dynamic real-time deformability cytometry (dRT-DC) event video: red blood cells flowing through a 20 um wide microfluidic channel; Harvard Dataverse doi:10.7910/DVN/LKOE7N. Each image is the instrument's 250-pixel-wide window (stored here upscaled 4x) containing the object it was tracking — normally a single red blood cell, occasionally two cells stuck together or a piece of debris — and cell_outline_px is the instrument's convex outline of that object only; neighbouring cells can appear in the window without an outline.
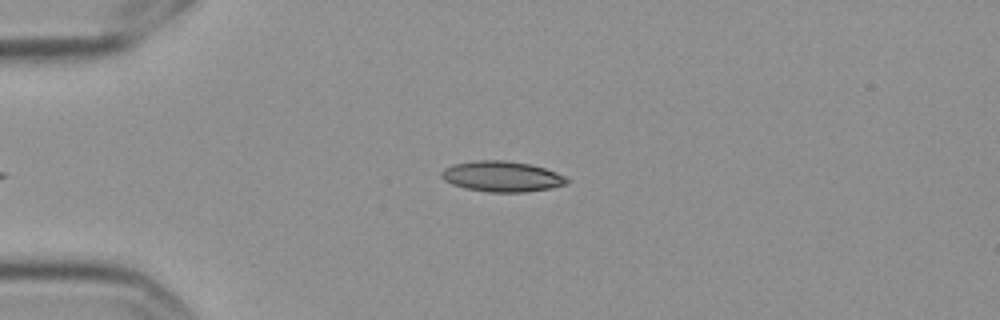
{"species": "Egyptian fruit bat (a non-hibernating species)", "species_latin": "Rousettus aegyptiacus", "temperature_condition": "cold", "stored_images_in_passage": 3, "camera_frame_rate_fps": 3000, "um_per_image_px": 0.085, "frame": {"image": 1, "passage_image": 3, "time_ms": 0.667, "image_size_px": [1000, 320], "cell_outline_px": [[568, 184], [552, 188], [524, 192], [488, 192], [464, 188], [452, 184], [444, 180], [440, 176], [440, 172], [444, 168], [452, 164], [476, 160], [504, 160], [528, 164], [544, 168], [556, 172], [564, 176], [568, 180]], "centroid_in_image_um": [42.63, 15.0], "position_along_channel_um": 42.4, "area_um2": 22.43}}